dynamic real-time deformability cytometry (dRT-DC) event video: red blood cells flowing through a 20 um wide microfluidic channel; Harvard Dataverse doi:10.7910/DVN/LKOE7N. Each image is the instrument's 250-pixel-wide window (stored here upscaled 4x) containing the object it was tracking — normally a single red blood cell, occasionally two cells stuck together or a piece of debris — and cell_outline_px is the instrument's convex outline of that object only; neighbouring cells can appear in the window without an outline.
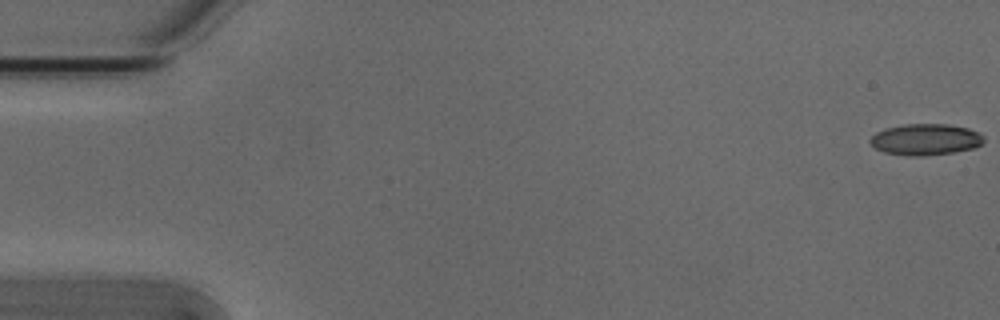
{"species": "Egyptian fruit bat (a non-hibernating species)", "species_latin": "Rousettus aegyptiacus", "temperature_condition": "cold", "stored_images_in_passage": 11, "camera_frame_rate_fps": 3000, "um_per_image_px": 0.085, "animal": {"sex": "male"}, "frame": {"image": 1, "passage_image": 1, "time_ms": 0.0, "image_size_px": [1000, 320], "cell_outline_px": [[984, 140], [980, 144], [972, 148], [952, 152], [924, 156], [908, 156], [884, 152], [876, 148], [868, 140], [876, 132], [884, 128], [904, 124], [948, 124], [968, 128], [980, 132], [984, 136]], "centroid_in_image_um": [78.66, 11.84], "position_along_channel_um": 6.3, "area_um2": 20.75}}